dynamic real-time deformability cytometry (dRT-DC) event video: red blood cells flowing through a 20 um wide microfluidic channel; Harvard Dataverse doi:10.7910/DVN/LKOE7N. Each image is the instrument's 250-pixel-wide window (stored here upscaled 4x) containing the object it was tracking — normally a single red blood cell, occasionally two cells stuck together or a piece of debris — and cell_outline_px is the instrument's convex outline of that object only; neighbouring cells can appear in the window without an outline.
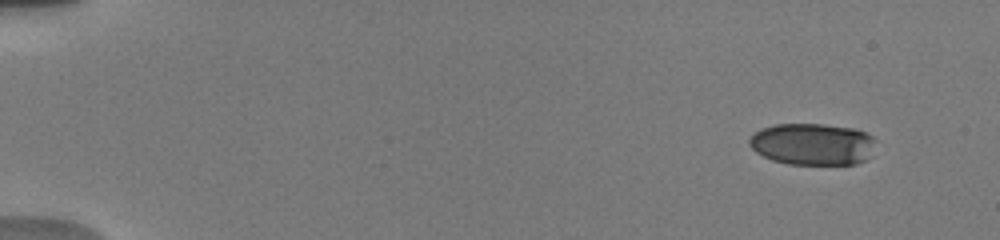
{"species": "human", "species_latin": "Homo sapiens", "temperature_condition": "warm", "stored_images_in_passage": 9, "camera_frame_rate_fps": 3000, "um_per_image_px": 0.085, "donor": {"sex": "male"}, "frame": {"image": 1, "passage_image": 2, "time_ms": 1.0, "image_size_px": [1000, 240], "cell_outline_px": [[876, 140], [864, 160], [856, 164], [788, 164], [772, 160], [756, 152], [748, 144], [748, 140], [760, 128], [776, 124], [824, 124], [856, 128], [872, 136]], "centroid_in_image_um": [69.03, 12.24], "position_along_channel_um": 16.0, "area_um2": 30.69}}
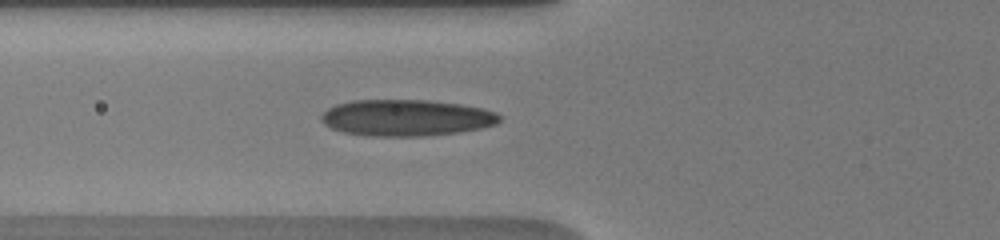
{"frame": {"image": 2, "passage_image": 9, "time_ms": 6.667, "image_size_px": [1000, 240], "cell_outline_px": [[500, 120], [496, 124], [480, 128], [456, 132], [424, 136], [372, 136], [344, 132], [332, 128], [324, 124], [320, 120], [320, 116], [328, 108], [336, 104], [352, 100], [428, 100], [460, 104], [484, 108], [496, 112], [500, 116]], "centroid_in_image_um": [34.52, 10.0], "position_along_channel_um": 91.3, "area_um2": 37.8}}